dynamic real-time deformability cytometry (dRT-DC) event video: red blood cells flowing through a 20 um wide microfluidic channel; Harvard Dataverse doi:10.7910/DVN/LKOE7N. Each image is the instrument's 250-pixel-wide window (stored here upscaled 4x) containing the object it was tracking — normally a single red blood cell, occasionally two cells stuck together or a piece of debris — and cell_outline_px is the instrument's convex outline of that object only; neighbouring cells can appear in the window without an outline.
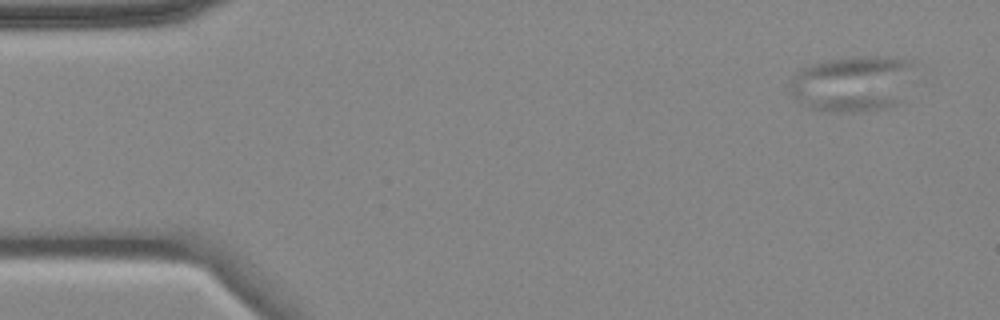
{"species": "common noctule bat (a hibernating species)", "species_latin": "Nyctalus noctula", "temperature_condition": "cold", "stored_images_in_passage": 5, "camera_frame_rate_fps": 3000, "um_per_image_px": 0.085, "animal": {"sex": "female", "body_mass_g": 18.4}, "frame": {"image": 1, "passage_image": 1, "time_ms": 0.0, "image_size_px": [1000, 320], "cell_outline_px": [[912, 64], [904, 100], [888, 108], [860, 112], [828, 112], [812, 108], [792, 96], [788, 84], [792, 76], [800, 68], [812, 64], [828, 60], [848, 56], [888, 56], [912, 60]], "centroid_in_image_um": [72.45, 7.1], "position_along_channel_um": 12.5, "area_um2": 40.98}}